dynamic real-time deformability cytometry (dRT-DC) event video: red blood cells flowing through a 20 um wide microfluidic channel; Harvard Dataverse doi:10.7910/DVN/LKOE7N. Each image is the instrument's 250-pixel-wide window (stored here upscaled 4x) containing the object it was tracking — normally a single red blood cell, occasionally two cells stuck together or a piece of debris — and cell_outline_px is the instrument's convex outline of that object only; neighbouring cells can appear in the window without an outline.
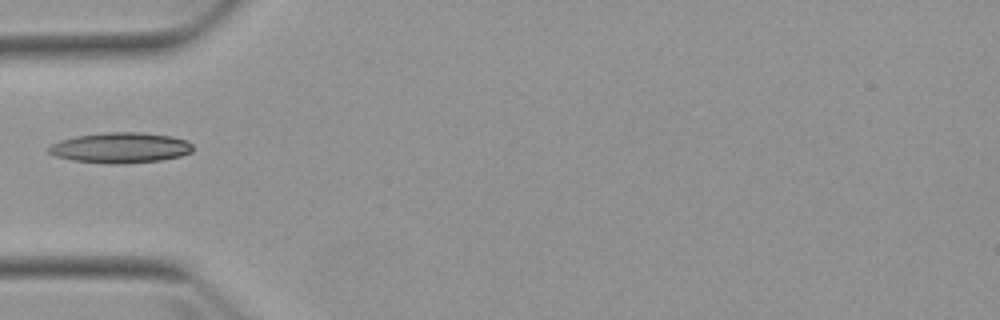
{"species": "Egyptian fruit bat (a non-hibernating species)", "species_latin": "Rousettus aegyptiacus", "temperature_condition": "warm", "stored_images_in_passage": 4, "camera_frame_rate_fps": 3000, "um_per_image_px": 0.085, "animal": {"sex": "female"}, "frame": {"image": 1, "passage_image": 4, "time_ms": 4.333, "image_size_px": [1000, 320], "cell_outline_px": [[192, 152], [180, 156], [160, 160], [124, 164], [108, 164], [72, 160], [56, 156], [48, 152], [48, 148], [52, 144], [60, 140], [76, 136], [104, 132], [140, 132], [172, 136], [188, 140], [192, 144]], "centroid_in_image_um": [10.25, 12.56], "position_along_channel_um": 74.7, "area_um2": 25.72}}